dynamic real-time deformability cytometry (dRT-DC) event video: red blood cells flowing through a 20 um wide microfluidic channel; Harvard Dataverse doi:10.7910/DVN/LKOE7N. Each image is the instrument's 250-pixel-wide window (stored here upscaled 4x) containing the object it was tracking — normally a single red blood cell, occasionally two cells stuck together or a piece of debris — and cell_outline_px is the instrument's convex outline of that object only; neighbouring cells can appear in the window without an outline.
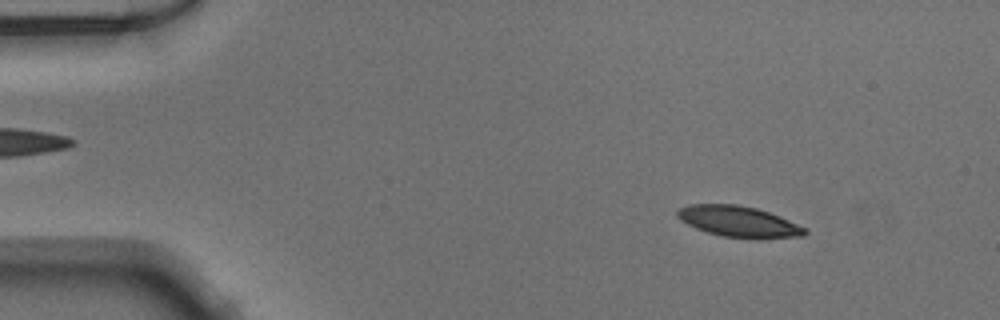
{"species": "Egyptian fruit bat (a non-hibernating species)", "species_latin": "Rousettus aegyptiacus", "temperature_condition": "warm", "stored_images_in_passage": 51, "segment_of_instrument_passage": [1, 2], "camera_frame_rate_fps": 3000, "um_per_image_px": 0.085, "animal": {"sex": "male"}, "frame": {"image": 1, "passage_image": 6, "time_ms": 1.667, "image_size_px": [1000, 320], "cell_outline_px": [[808, 232], [804, 236], [756, 240], [724, 236], [708, 232], [696, 228], [680, 220], [676, 216], [676, 212], [680, 208], [688, 204], [740, 204], [756, 208], [780, 216], [804, 228]], "centroid_in_image_um": [62.79, 18.84], "position_along_channel_um": 22.2, "area_um2": 23.18}}
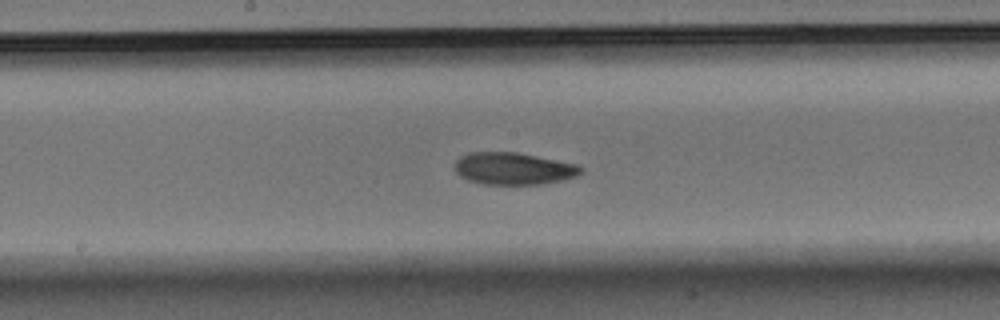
{"frame": {"image": 2, "passage_image": 26, "time_ms": 8.333, "image_size_px": [1000, 320], "cell_outline_px": [[584, 168], [576, 176], [560, 180], [540, 184], [484, 184], [468, 180], [460, 176], [456, 172], [456, 160], [460, 156], [468, 152], [516, 152], [580, 164]], "centroid_in_image_um": [43.65, 14.32], "position_along_channel_um": 204.5, "area_um2": 23.58}}
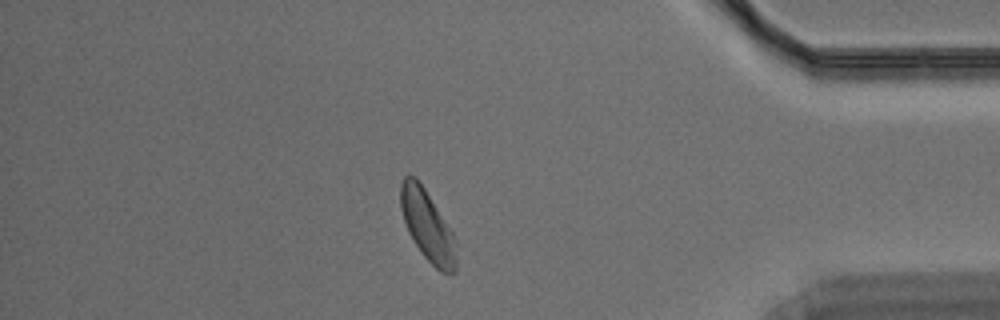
{"frame": {"image": 3, "passage_image": 43, "time_ms": 14.0, "image_size_px": [1000, 320], "cell_outline_px": [[456, 272], [440, 272], [424, 256], [408, 232], [400, 208], [400, 184], [404, 176], [416, 176], [424, 188], [452, 232], [456, 240]], "centroid_in_image_um": [36.32, 19.18], "position_along_channel_um": 398.9, "area_um2": 22.6}}